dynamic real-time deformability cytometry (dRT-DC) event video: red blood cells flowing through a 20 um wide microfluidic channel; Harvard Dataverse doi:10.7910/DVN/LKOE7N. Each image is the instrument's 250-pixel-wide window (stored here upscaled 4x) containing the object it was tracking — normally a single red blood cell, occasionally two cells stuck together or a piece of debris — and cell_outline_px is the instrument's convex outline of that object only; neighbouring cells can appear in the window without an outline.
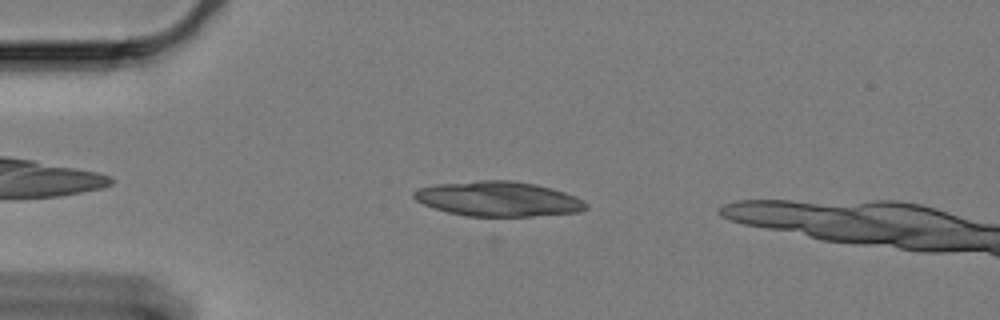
{"species": "Egyptian fruit bat (a non-hibernating species)", "species_latin": "Rousettus aegyptiacus", "temperature_condition": "cold", "stored_images_in_passage": 45, "camera_frame_rate_fps": 3000, "um_per_image_px": 0.085, "animal": {"sex": "female"}, "frame": {"image": 1, "passage_image": 5, "time_ms": 1.333, "image_size_px": [1000, 320], "cell_outline_px": [[588, 208], [580, 212], [532, 216], [468, 216], [448, 212], [424, 204], [416, 200], [412, 196], [412, 192], [420, 188], [436, 184], [480, 180], [512, 180], [536, 184], [552, 188], [576, 196], [588, 204]], "centroid_in_image_um": [42.38, 16.9], "position_along_channel_um": 42.6, "area_um2": 34.97}}